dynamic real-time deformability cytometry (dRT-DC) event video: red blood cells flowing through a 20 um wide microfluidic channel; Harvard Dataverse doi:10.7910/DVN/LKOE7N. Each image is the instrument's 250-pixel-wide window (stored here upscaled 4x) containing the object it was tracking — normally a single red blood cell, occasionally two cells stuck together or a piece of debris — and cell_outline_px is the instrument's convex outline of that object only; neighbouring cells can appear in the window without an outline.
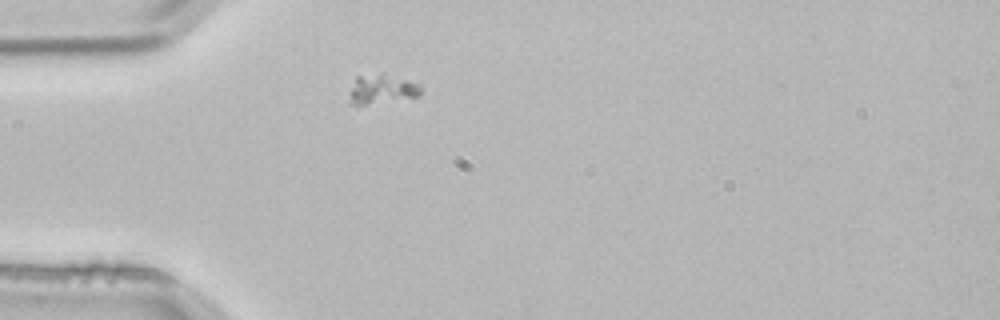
{"species": "common noctule bat (a hibernating species)", "species_latin": "Nyctalus noctula", "temperature_condition": "room temperature", "stored_images_in_passage": 1, "camera_frame_rate_fps": 3000, "um_per_image_px": 0.085, "animal": {"sex": "male", "body_mass_g": 21.5, "forearm_length_mm": 52.0}, "frame": {"image": 1, "passage_image": 1, "time_ms": 0.0, "image_size_px": [1000, 320], "cell_outline_px": [[420, 96], [364, 104], [352, 104], [352, 88], [356, 76], [384, 72], [420, 84]], "centroid_in_image_um": [32.51, 7.52], "position_along_channel_um": 52.5, "area_um2": 11.85}}